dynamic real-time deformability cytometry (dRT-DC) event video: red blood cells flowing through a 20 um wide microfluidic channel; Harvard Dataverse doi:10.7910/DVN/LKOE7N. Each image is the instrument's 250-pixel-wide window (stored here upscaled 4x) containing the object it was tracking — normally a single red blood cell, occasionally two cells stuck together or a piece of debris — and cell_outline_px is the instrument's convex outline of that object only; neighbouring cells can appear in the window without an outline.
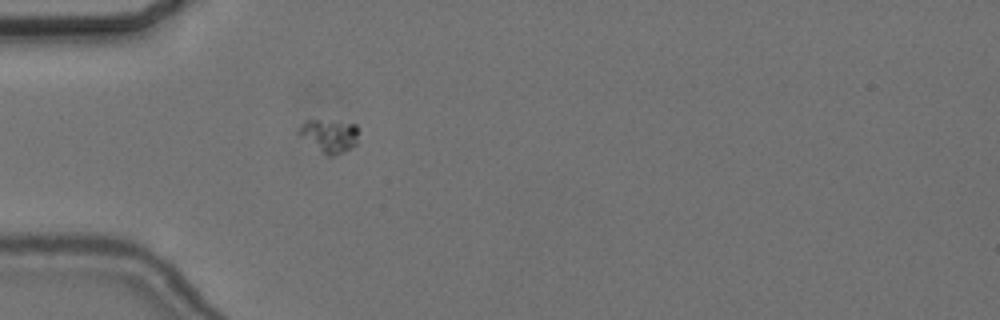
{"species": "common noctule bat (a hibernating species)", "species_latin": "Nyctalus noctula", "temperature_condition": "cold", "stored_images_in_passage": 6, "camera_frame_rate_fps": 3000, "um_per_image_px": 0.085, "animal": {"sex": "female", "body_mass_g": 24.6, "forearm_length_mm": 56.2}, "frame": {"image": 1, "passage_image": 1, "time_ms": 0.0, "image_size_px": [1000, 320], "cell_outline_px": [[356, 144], [332, 156], [328, 156], [296, 132], [308, 120], [316, 120], [356, 124]], "centroid_in_image_um": [27.99, 11.53], "position_along_channel_um": 57.0, "area_um2": 10.69}}